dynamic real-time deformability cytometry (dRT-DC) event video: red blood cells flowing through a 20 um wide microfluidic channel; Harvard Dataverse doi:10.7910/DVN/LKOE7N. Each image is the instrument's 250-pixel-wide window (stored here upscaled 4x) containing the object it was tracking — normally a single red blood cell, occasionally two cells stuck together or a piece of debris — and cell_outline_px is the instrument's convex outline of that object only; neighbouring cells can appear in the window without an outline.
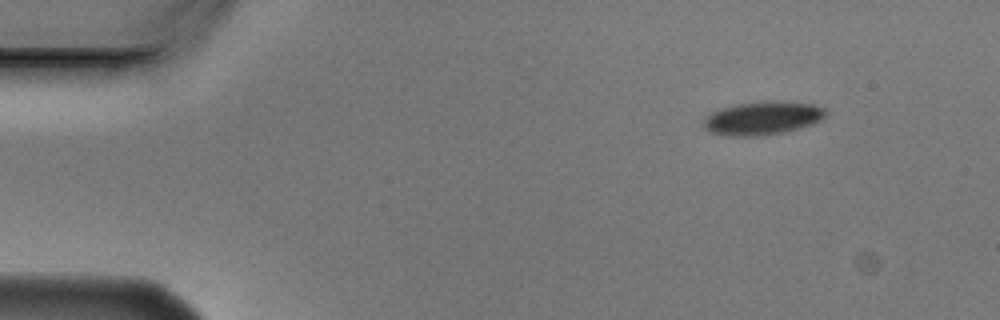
{"species": "Egyptian fruit bat (a non-hibernating species)", "species_latin": "Rousettus aegyptiacus", "temperature_condition": "cold", "stored_images_in_passage": 3, "camera_frame_rate_fps": 3000, "um_per_image_px": 0.085, "animal": {"sex": "male"}, "frame": {"image": 1, "passage_image": 1, "time_ms": 0.0, "image_size_px": [1000, 320], "cell_outline_px": [[828, 112], [820, 120], [812, 124], [800, 128], [784, 132], [756, 136], [732, 136], [708, 132], [704, 128], [704, 120], [712, 112], [720, 108], [736, 104], [776, 100], [812, 104], [824, 108]], "centroid_in_image_um": [64.82, 10.04], "position_along_channel_um": 20.2, "area_um2": 23.7}}
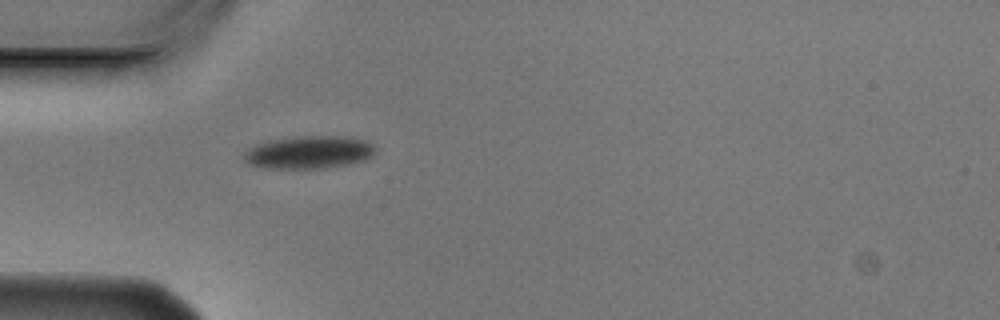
{"frame": {"image": 2, "passage_image": 3, "time_ms": 0.667, "image_size_px": [1000, 320], "cell_outline_px": [[376, 152], [368, 160], [348, 164], [324, 168], [264, 168], [248, 164], [244, 160], [244, 152], [248, 148], [256, 144], [268, 140], [296, 136], [348, 136], [364, 140], [372, 144], [376, 148]], "centroid_in_image_um": [26.27, 12.94], "position_along_channel_um": 58.7, "area_um2": 25.43}}